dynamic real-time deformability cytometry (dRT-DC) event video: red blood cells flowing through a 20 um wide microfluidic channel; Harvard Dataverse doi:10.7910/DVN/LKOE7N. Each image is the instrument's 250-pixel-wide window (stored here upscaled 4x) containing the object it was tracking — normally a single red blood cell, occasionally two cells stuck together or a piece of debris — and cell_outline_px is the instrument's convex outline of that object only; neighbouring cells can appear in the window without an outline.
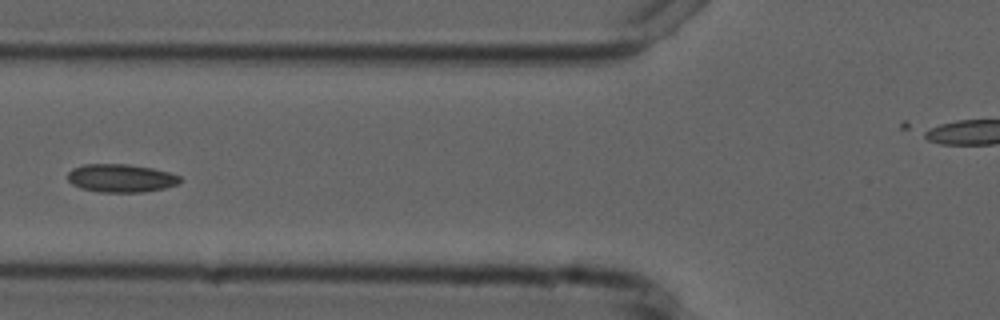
{"species": "common noctule bat (a hibernating species)", "species_latin": "Nyctalus noctula", "temperature_condition": "cold", "stored_images_in_passage": 6, "camera_frame_rate_fps": 3000, "um_per_image_px": 0.085, "animal": {"sex": "male", "forearm_length_mm": 52.5}, "frame": {"image": 1, "passage_image": 5, "time_ms": 6.0, "image_size_px": [1000, 320], "cell_outline_px": [[184, 180], [176, 184], [164, 188], [144, 192], [100, 192], [80, 188], [72, 184], [68, 180], [68, 172], [72, 168], [84, 164], [128, 164], [152, 168], [168, 172], [180, 176]], "centroid_in_image_um": [10.27, 15.14], "position_along_channel_um": 115.5, "area_um2": 18.5}}